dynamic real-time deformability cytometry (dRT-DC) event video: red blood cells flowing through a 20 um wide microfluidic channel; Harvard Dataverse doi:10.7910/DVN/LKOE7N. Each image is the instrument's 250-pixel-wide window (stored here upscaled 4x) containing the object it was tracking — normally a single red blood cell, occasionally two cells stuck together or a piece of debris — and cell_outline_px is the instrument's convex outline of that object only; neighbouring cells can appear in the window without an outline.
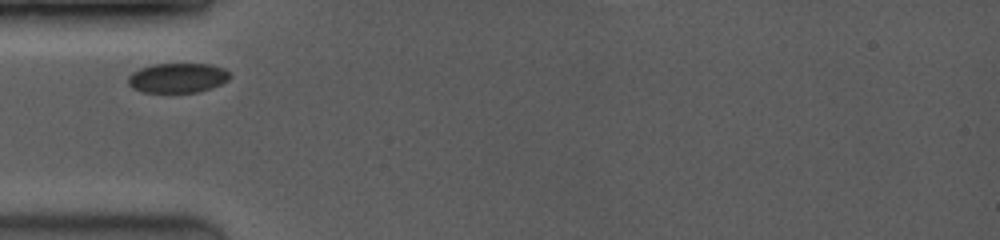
{"species": "common noctule bat (a hibernating species)", "species_latin": "Nyctalus noctula", "temperature_condition": "room temperature", "stored_images_in_passage": 5, "camera_frame_rate_fps": 3500, "um_per_image_px": 0.085, "animal": {"sex": "female", "body_mass_g": 19.0, "forearm_length_mm": 53.3}, "frame": {"image": 1, "passage_image": 1, "time_ms": 0.0, "image_size_px": [1000, 240], "cell_outline_px": [[232, 76], [228, 80], [220, 84], [200, 92], [144, 92], [132, 88], [128, 84], [128, 76], [132, 72], [140, 68], [152, 64], [208, 64], [224, 68]], "centroid_in_image_um": [15.09, 6.62], "position_along_channel_um": 69.9, "area_um2": 17.63}}
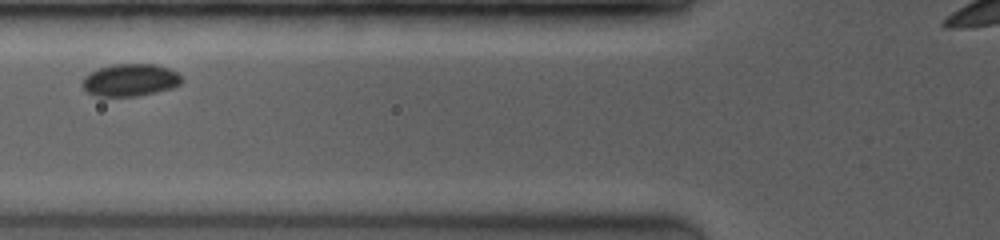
{"frame": {"image": 2, "passage_image": 2, "time_ms": 1.143, "image_size_px": [1000, 240], "cell_outline_px": [[184, 80], [180, 84], [172, 88], [136, 96], [96, 96], [88, 92], [80, 84], [84, 76], [100, 68], [112, 64], [156, 64], [168, 68], [176, 72]], "centroid_in_image_um": [11.06, 6.8], "position_along_channel_um": 114.7, "area_um2": 18.67}}
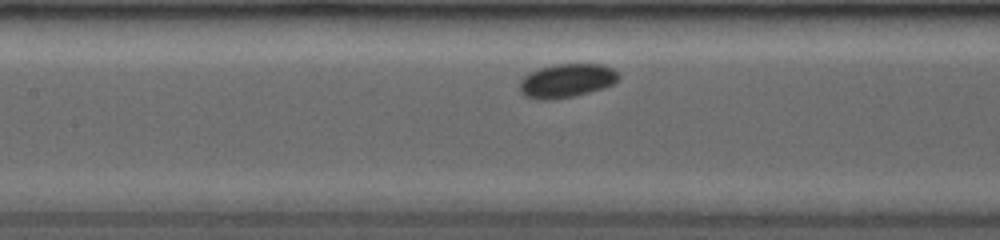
{"frame": {"image": 3, "passage_image": 4, "time_ms": 2.286, "image_size_px": [1000, 240], "cell_outline_px": [[620, 80], [604, 88], [572, 96], [548, 100], [536, 100], [524, 96], [520, 92], [520, 80], [528, 72], [552, 64], [604, 64], [620, 72]], "centroid_in_image_um": [48.17, 6.85], "position_along_channel_um": 159.2, "area_um2": 19.77}}